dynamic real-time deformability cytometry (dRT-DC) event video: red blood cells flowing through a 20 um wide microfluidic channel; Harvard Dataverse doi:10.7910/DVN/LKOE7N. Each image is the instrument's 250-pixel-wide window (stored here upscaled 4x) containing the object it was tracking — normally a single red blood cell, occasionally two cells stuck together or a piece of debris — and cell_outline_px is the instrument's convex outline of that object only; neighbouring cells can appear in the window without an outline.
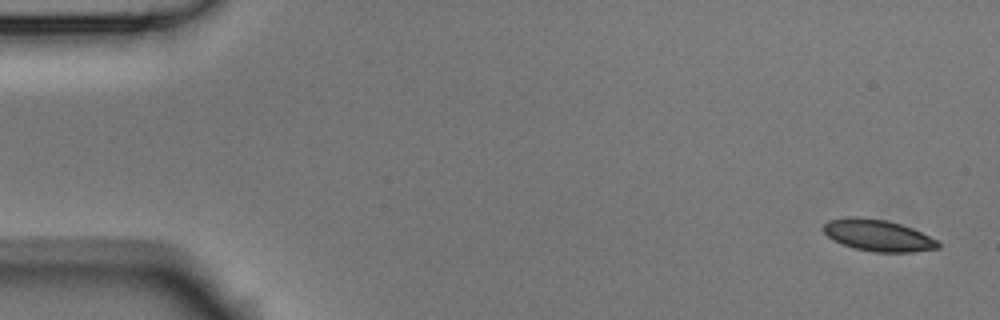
{"species": "Egyptian fruit bat (a non-hibernating species)", "species_latin": "Rousettus aegyptiacus", "temperature_condition": "room temperature", "stored_images_in_passage": 5, "camera_frame_rate_fps": 3000, "um_per_image_px": 0.085, "animal": {"sex": "male"}, "frame": {"image": 1, "passage_image": 1, "time_ms": 0.0, "image_size_px": [1000, 320], "cell_outline_px": [[940, 248], [912, 252], [876, 252], [856, 248], [832, 240], [824, 232], [824, 224], [828, 220], [848, 216], [860, 216], [888, 220], [912, 228], [936, 240], [940, 244]], "centroid_in_image_um": [74.61, 19.99], "position_along_channel_um": 10.4, "area_um2": 21.04}}
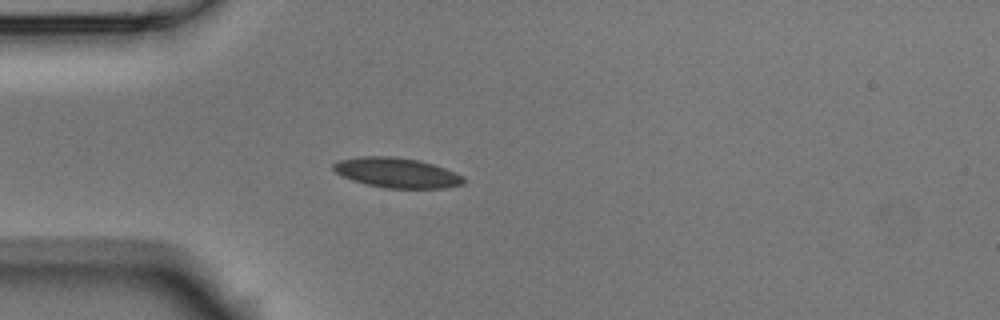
{"frame": {"image": 2, "passage_image": 4, "time_ms": 1.0, "image_size_px": [1000, 320], "cell_outline_px": [[464, 184], [444, 188], [384, 188], [364, 184], [352, 180], [336, 172], [332, 168], [332, 164], [340, 160], [360, 156], [396, 156], [420, 160], [456, 172], [464, 176]], "centroid_in_image_um": [33.74, 14.68], "position_along_channel_um": 51.3, "area_um2": 22.89}}